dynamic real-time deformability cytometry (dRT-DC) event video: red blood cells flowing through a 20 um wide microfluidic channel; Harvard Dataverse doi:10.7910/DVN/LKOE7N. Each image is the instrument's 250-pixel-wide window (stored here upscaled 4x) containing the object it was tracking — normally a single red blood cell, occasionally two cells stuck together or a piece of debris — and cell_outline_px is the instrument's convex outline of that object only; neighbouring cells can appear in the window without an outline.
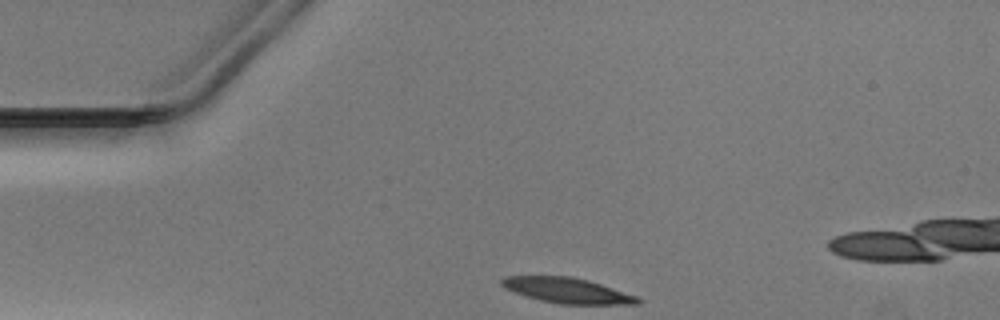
{"species": "Egyptian fruit bat (a non-hibernating species)", "species_latin": "Rousettus aegyptiacus", "temperature_condition": "warm", "stored_images_in_passage": 30, "camera_frame_rate_fps": 3000, "um_per_image_px": 0.085, "animal": {"sex": "male"}, "frame": {"image": 1, "passage_image": 1, "time_ms": 0.0, "image_size_px": [1000, 320], "cell_outline_px": [[640, 304], [560, 304], [540, 300], [516, 292], [500, 284], [500, 280], [504, 276], [572, 276], [588, 280], [636, 296], [640, 300]], "centroid_in_image_um": [48.21, 24.68], "position_along_channel_um": 36.8, "area_um2": 19.71}}
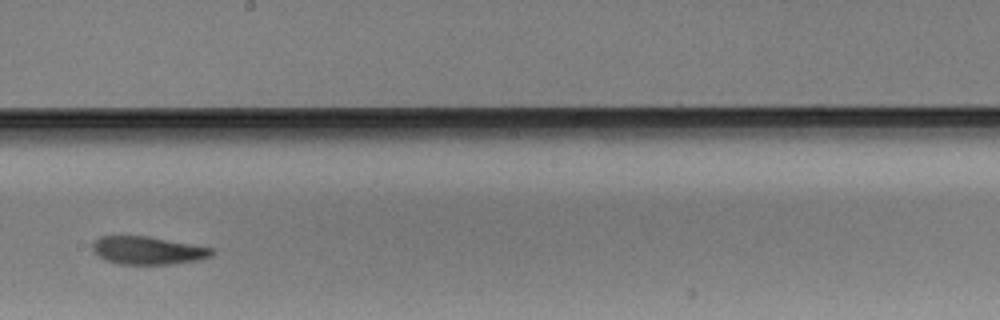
{"frame": {"image": 2, "passage_image": 19, "time_ms": 6.0, "image_size_px": [1000, 320], "cell_outline_px": [[212, 256], [200, 260], [172, 264], [120, 264], [108, 260], [100, 256], [92, 248], [92, 244], [100, 236], [148, 236], [212, 248]], "centroid_in_image_um": [12.59, 21.29], "position_along_channel_um": 235.6, "area_um2": 19.13}}
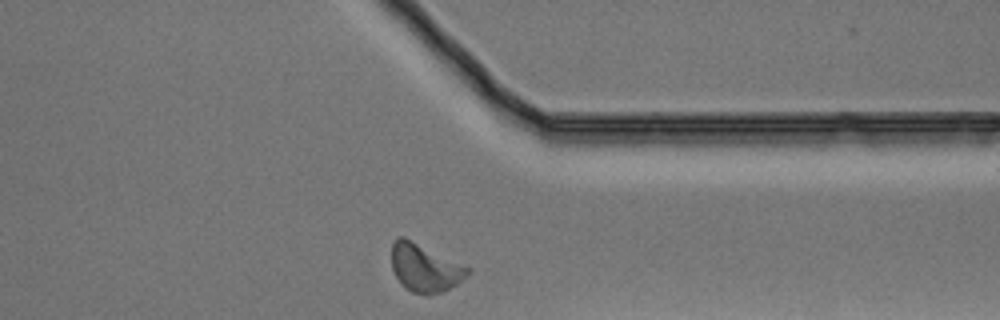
{"frame": {"image": 3, "passage_image": 30, "time_ms": 9.667, "image_size_px": [1000, 320], "cell_outline_px": [[472, 268], [456, 284], [444, 292], [428, 296], [424, 296], [412, 292], [400, 284], [392, 268], [392, 244], [400, 236], [404, 236]], "centroid_in_image_um": [36.1, 22.78], "position_along_channel_um": 375.3, "area_um2": 21.33}}